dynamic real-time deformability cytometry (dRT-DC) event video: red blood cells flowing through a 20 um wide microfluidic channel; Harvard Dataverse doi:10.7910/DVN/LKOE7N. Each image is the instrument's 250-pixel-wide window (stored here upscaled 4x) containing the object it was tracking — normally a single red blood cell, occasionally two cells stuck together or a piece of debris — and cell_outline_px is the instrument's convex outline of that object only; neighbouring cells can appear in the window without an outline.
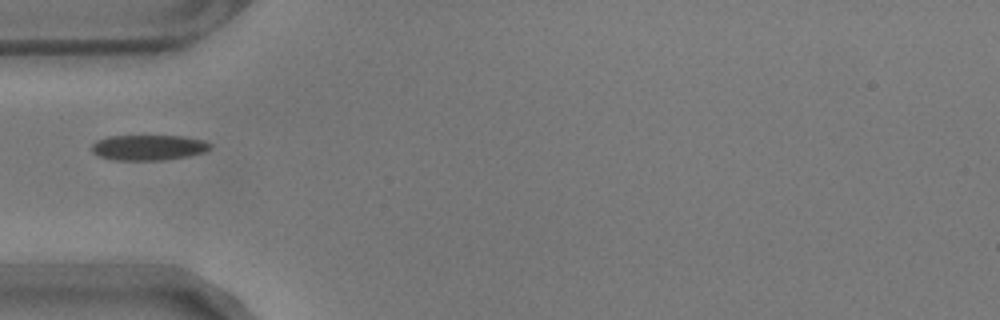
{"species": "common noctule bat (a hibernating species)", "species_latin": "Nyctalus noctula", "temperature_condition": "warm", "stored_images_in_passage": 2, "camera_frame_rate_fps": 3000, "um_per_image_px": 0.085, "animal": {"sex": "male", "body_mass_g": 17.9}, "frame": {"image": 1, "passage_image": 1, "time_ms": 0.0, "image_size_px": [1000, 320], "cell_outline_px": [[212, 148], [204, 152], [188, 156], [160, 160], [112, 160], [100, 156], [92, 152], [92, 144], [96, 140], [108, 136], [184, 136], [204, 140], [212, 144]], "centroid_in_image_um": [12.63, 12.53], "position_along_channel_um": 72.4, "area_um2": 17.63}}